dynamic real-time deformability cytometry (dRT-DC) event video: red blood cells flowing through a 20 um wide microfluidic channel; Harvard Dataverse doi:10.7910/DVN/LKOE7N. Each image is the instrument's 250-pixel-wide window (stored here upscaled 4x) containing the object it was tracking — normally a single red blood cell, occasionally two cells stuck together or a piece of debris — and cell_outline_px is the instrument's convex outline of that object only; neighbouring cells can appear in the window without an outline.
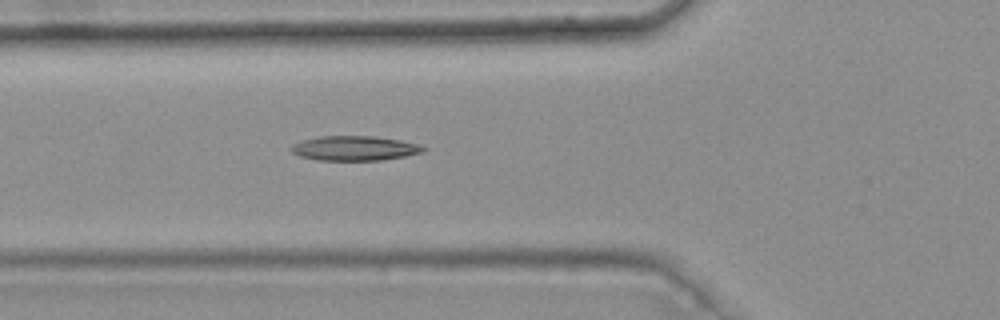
{"species": "common noctule bat (a hibernating species)", "species_latin": "Nyctalus noctula", "temperature_condition": "warm", "stored_images_in_passage": 4, "camera_frame_rate_fps": 3000, "um_per_image_px": 0.085, "animal": {"sex": "female", "body_mass_g": 25.1}, "frame": {"image": 1, "passage_image": 4, "time_ms": 1.0, "image_size_px": [1000, 320], "cell_outline_px": [[428, 148], [424, 152], [404, 156], [380, 160], [316, 160], [300, 156], [292, 152], [288, 148], [292, 144], [300, 140], [320, 136], [372, 136], [400, 140], [420, 144]], "centroid_in_image_um": [30.12, 12.59], "position_along_channel_um": 95.7, "area_um2": 19.13}}